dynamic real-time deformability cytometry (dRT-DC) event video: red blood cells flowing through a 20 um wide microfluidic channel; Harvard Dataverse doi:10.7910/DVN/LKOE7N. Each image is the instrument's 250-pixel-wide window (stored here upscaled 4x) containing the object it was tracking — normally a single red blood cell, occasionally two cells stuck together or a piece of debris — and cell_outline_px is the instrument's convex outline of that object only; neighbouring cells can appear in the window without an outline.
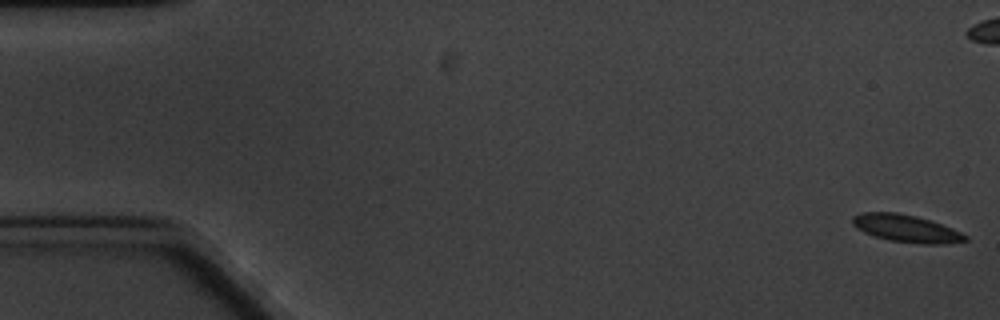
{"species": "common noctule bat (a hibernating species)", "species_latin": "Nyctalus noctula", "temperature_condition": "cold", "stored_images_in_passage": 6, "camera_frame_rate_fps": 3000, "um_per_image_px": 0.085, "animal": {"sex": "male", "body_mass_g": 20.1, "forearm_length_mm": 53.5}, "frame": {"image": 1, "passage_image": 1, "time_ms": 0.0, "image_size_px": [1000, 320], "cell_outline_px": [[968, 240], [944, 244], [924, 244], [888, 240], [872, 236], [856, 228], [852, 224], [852, 216], [864, 212], [896, 212], [916, 216], [952, 228], [968, 236]], "centroid_in_image_um": [76.99, 19.42], "position_along_channel_um": 8.0, "area_um2": 17.98}}